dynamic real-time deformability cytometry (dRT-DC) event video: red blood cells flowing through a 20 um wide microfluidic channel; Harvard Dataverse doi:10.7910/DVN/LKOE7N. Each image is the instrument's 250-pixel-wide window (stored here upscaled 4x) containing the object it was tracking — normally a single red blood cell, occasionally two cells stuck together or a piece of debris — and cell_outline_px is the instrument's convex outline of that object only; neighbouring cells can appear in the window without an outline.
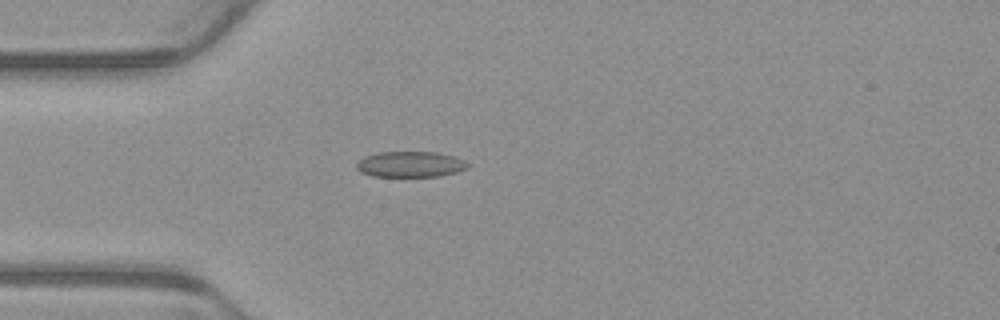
{"species": "common noctule bat (a hibernating species)", "species_latin": "Nyctalus noctula", "temperature_condition": "warm", "stored_images_in_passage": 3, "camera_frame_rate_fps": 3000, "um_per_image_px": 0.085, "animal": {"sex": "male", "body_mass_g": 23.1, "forearm_length_mm": 52.7}, "frame": {"image": 1, "passage_image": 3, "time_ms": 0.667, "image_size_px": [1000, 320], "cell_outline_px": [[468, 168], [456, 172], [440, 176], [372, 176], [360, 172], [356, 168], [356, 164], [364, 156], [380, 152], [436, 152], [456, 156], [464, 160], [468, 164]], "centroid_in_image_um": [34.88, 13.96], "position_along_channel_um": 50.1, "area_um2": 16.7}}